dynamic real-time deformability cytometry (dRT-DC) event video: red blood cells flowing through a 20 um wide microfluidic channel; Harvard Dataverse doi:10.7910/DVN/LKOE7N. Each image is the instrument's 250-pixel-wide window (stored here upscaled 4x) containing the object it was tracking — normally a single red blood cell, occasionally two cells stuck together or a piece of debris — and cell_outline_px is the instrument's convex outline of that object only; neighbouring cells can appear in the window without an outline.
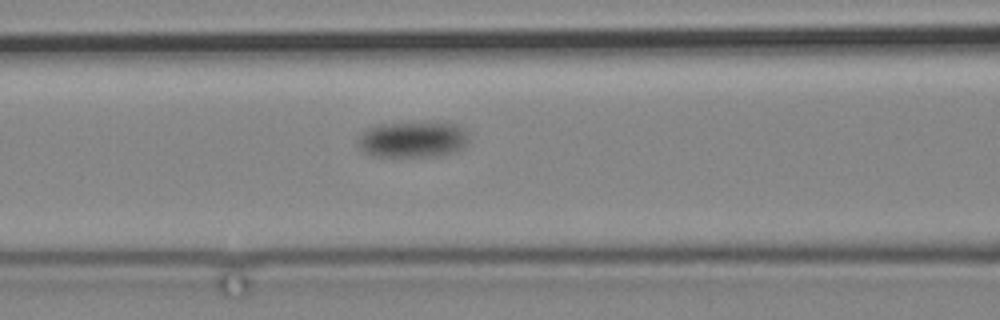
{"species": "common noctule bat (a hibernating species)", "species_latin": "Nyctalus noctula", "temperature_condition": "cold", "stored_images_in_passage": 7, "camera_frame_rate_fps": 3000, "um_per_image_px": 0.085, "animal": {"sex": "male", "body_mass_g": 19.2, "forearm_length_mm": 51.8}, "frame": {"image": 1, "passage_image": 7, "time_ms": 7.0, "image_size_px": [1000, 320], "cell_outline_px": [[468, 144], [452, 152], [436, 156], [372, 156], [364, 152], [356, 144], [356, 140], [368, 128], [380, 124], [456, 124], [464, 128], [468, 132]], "centroid_in_image_um": [35.07, 11.88], "position_along_channel_um": 131.5, "area_um2": 22.83}}